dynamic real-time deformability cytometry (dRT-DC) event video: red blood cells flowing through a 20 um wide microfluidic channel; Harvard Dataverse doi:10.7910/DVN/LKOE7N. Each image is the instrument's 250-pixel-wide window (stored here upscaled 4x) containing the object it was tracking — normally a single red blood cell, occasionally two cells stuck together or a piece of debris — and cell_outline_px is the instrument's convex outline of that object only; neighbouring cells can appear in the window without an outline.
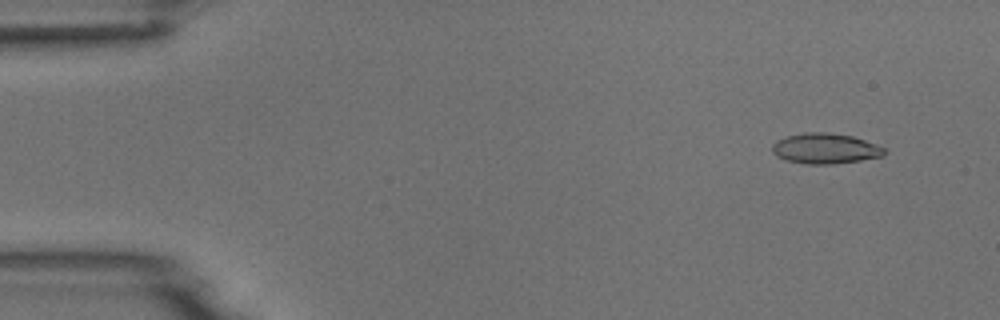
{"species": "common noctule bat (a hibernating species)", "species_latin": "Nyctalus noctula", "temperature_condition": "room temperature", "stored_images_in_passage": 4, "camera_frame_rate_fps": 3000, "um_per_image_px": 0.085, "animal": {"sex": "male", "body_mass_g": 18.8}, "frame": {"image": 1, "passage_image": 1, "time_ms": 0.0, "image_size_px": [1000, 320], "cell_outline_px": [[884, 156], [860, 160], [832, 164], [808, 164], [788, 160], [776, 156], [772, 152], [772, 144], [776, 140], [788, 136], [804, 132], [828, 132], [852, 136], [876, 144], [884, 148]], "centroid_in_image_um": [70.12, 12.62], "position_along_channel_um": 14.9, "area_um2": 19.77}}
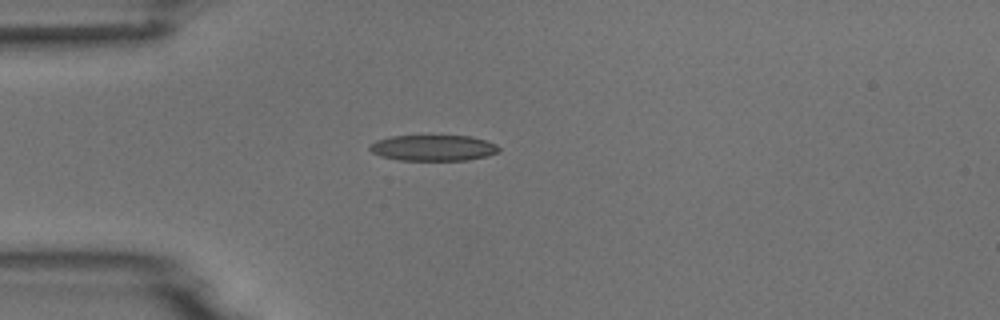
{"frame": {"image": 2, "passage_image": 4, "time_ms": 3.333, "image_size_px": [1000, 320], "cell_outline_px": [[500, 152], [468, 160], [400, 160], [380, 156], [372, 152], [368, 148], [368, 144], [376, 140], [392, 136], [472, 136], [496, 144], [500, 148]], "centroid_in_image_um": [36.8, 12.57], "position_along_channel_um": 48.2, "area_um2": 19.48}}